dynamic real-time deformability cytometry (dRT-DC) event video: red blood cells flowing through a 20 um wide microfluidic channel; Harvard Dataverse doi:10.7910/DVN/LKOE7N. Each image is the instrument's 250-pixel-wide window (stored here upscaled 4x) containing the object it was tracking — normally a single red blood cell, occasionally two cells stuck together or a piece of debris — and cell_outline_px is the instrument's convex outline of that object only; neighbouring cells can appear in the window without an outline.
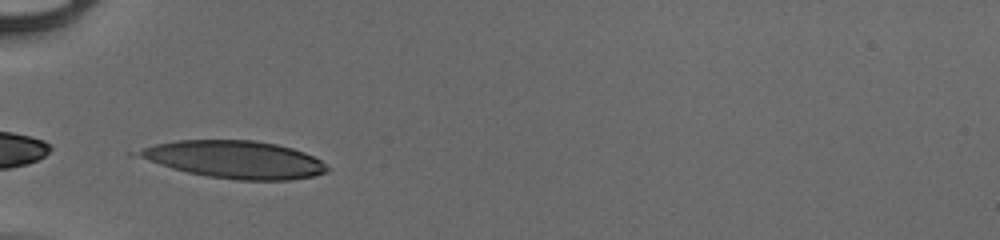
{"species": "human", "species_latin": "Homo sapiens", "temperature_condition": "cold", "stored_images_in_passage": 33, "camera_frame_rate_fps": 3000, "um_per_image_px": 0.085, "donor": {"sex": "male"}, "frame": {"image": 1, "passage_image": 1, "time_ms": 0.0, "image_size_px": [1000, 240], "cell_outline_px": [[332, 168], [328, 172], [316, 176], [288, 180], [236, 180], [208, 176], [188, 172], [172, 168], [128, 156], [124, 152], [156, 144], [176, 140], [256, 140], [276, 144], [292, 148], [304, 152], [320, 160]], "centroid_in_image_um": [19.84, 13.55], "position_along_channel_um": 65.2, "area_um2": 42.08}}
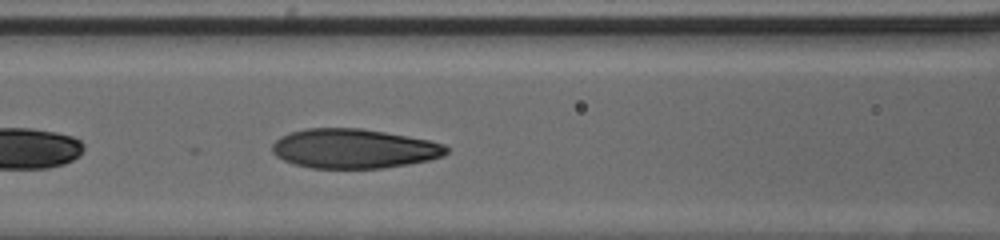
{"frame": {"image": 2, "passage_image": 7, "time_ms": 2.0, "image_size_px": [1000, 240], "cell_outline_px": [[448, 152], [444, 156], [428, 160], [408, 164], [384, 168], [312, 168], [296, 164], [284, 160], [276, 156], [272, 152], [272, 144], [280, 136], [292, 132], [308, 128], [360, 128], [408, 136], [428, 140], [444, 144], [448, 148]], "centroid_in_image_um": [30.08, 12.63], "position_along_channel_um": 136.5, "area_um2": 39.94}}
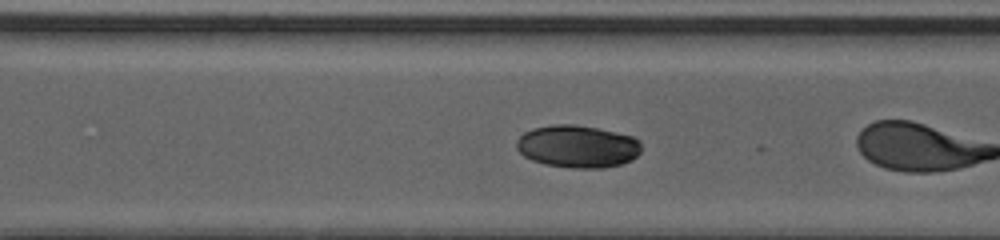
{"frame": {"image": 3, "passage_image": 19, "time_ms": 6.0, "image_size_px": [1000, 240], "cell_outline_px": [[640, 152], [632, 160], [620, 164], [604, 168], [572, 168], [544, 164], [532, 160], [524, 156], [516, 148], [516, 140], [524, 132], [532, 128], [552, 124], [572, 124], [596, 128], [616, 132], [632, 136], [640, 140]], "centroid_in_image_um": [49.07, 12.44], "position_along_channel_um": 321.5, "area_um2": 31.04}, "authors_computed_cell_mechanics": {"area_um2": 31.7322, "velocity_mm_per_s": 3.9414, "shape_relaxation_time_tau1_ms": 3.3682, "shape_relaxation_time_tau2_ms": null, "deformation_change_tau1": 0.1963, "deformation_change_tau2": null}}